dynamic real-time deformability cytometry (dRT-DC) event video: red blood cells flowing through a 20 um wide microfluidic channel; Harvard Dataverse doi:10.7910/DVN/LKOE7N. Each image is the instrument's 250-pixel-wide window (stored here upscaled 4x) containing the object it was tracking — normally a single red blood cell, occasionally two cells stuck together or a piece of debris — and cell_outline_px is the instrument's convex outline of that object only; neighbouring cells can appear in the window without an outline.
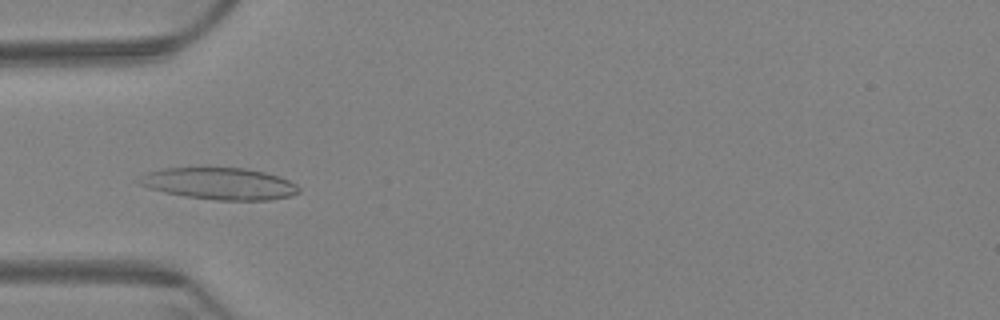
{"species": "Egyptian fruit bat (a non-hibernating species)", "species_latin": "Rousettus aegyptiacus", "temperature_condition": "warm", "stored_images_in_passage": 6, "camera_frame_rate_fps": 3000, "um_per_image_px": 0.085, "animal": {"sex": "female"}, "frame": {"image": 1, "passage_image": 4, "time_ms": 1.0, "image_size_px": [1000, 320], "cell_outline_px": [[300, 192], [288, 196], [268, 200], [216, 200], [184, 196], [164, 192], [140, 184], [136, 180], [140, 176], [148, 172], [164, 168], [244, 168], [264, 172], [280, 176], [296, 184], [300, 188]], "centroid_in_image_um": [18.67, 15.61], "position_along_channel_um": 66.3, "area_um2": 29.42}}
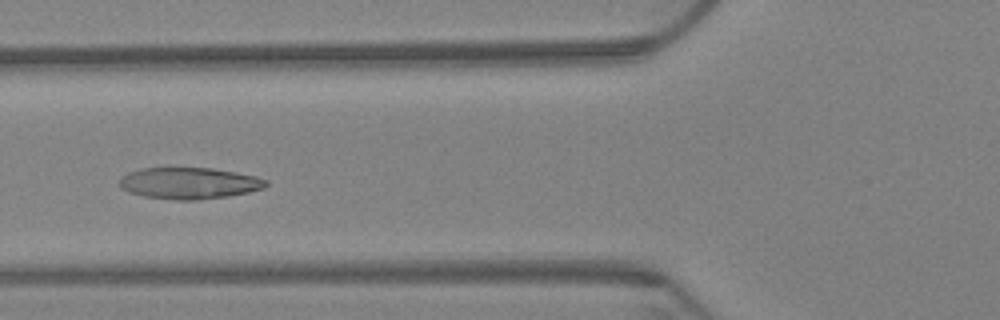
{"frame": {"image": 2, "passage_image": 5, "time_ms": 1.333, "image_size_px": [1000, 320], "cell_outline_px": [[268, 184], [264, 188], [248, 192], [228, 196], [196, 200], [176, 200], [144, 196], [128, 192], [120, 188], [120, 176], [128, 172], [140, 168], [212, 168], [236, 172], [256, 176], [268, 180]], "centroid_in_image_um": [16.07, 15.57], "position_along_channel_um": 109.7, "area_um2": 26.99}}
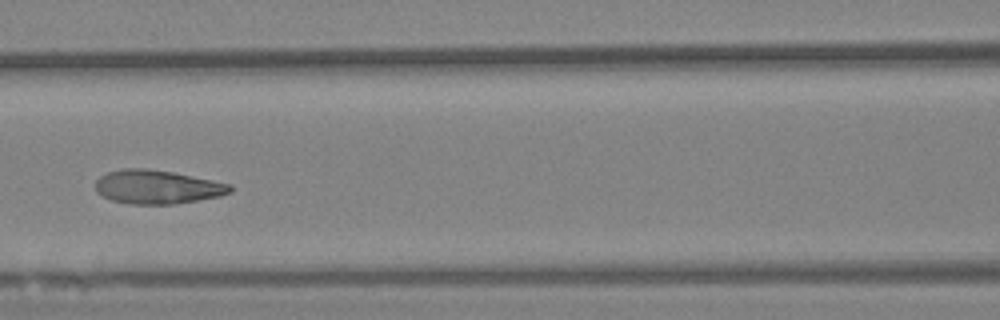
{"frame": {"image": 3, "passage_image": 6, "time_ms": 1.667, "image_size_px": [1000, 320], "cell_outline_px": [[232, 192], [220, 196], [176, 204], [132, 204], [112, 200], [96, 192], [96, 180], [100, 176], [108, 172], [124, 168], [144, 168], [172, 172], [232, 184]], "centroid_in_image_um": [13.38, 15.89], "position_along_channel_um": 153.2, "area_um2": 26.41}}